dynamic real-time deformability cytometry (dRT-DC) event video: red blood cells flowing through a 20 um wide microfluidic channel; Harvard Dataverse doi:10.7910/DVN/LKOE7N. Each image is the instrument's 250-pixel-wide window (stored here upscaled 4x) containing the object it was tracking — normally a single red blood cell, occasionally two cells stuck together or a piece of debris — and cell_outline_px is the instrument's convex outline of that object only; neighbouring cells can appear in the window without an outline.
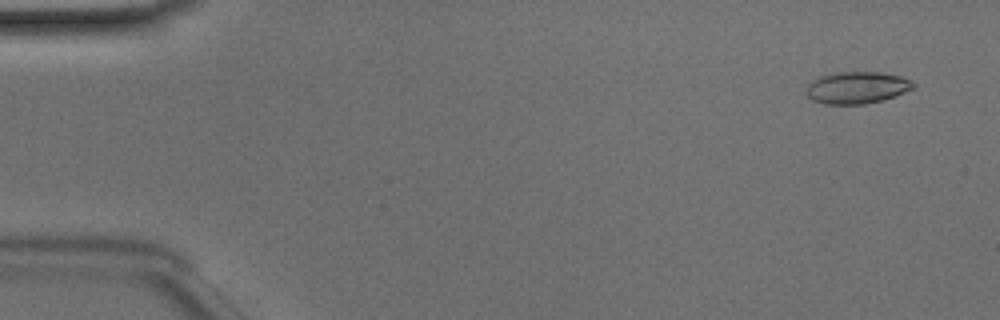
{"species": "Egyptian fruit bat (a non-hibernating species)", "species_latin": "Rousettus aegyptiacus", "temperature_condition": "room temperature", "stored_images_in_passage": 49, "camera_frame_rate_fps": 3000, "um_per_image_px": 0.085, "animal": {"sex": "male"}, "frame": {"image": 1, "passage_image": 3, "time_ms": 0.667, "image_size_px": [1000, 320], "cell_outline_px": [[916, 84], [912, 88], [896, 96], [884, 100], [864, 104], [824, 104], [812, 100], [804, 92], [808, 84], [812, 80], [820, 76], [836, 72], [880, 72], [904, 76], [912, 80]], "centroid_in_image_um": [72.84, 7.44], "position_along_channel_um": 12.2, "area_um2": 20.23}}
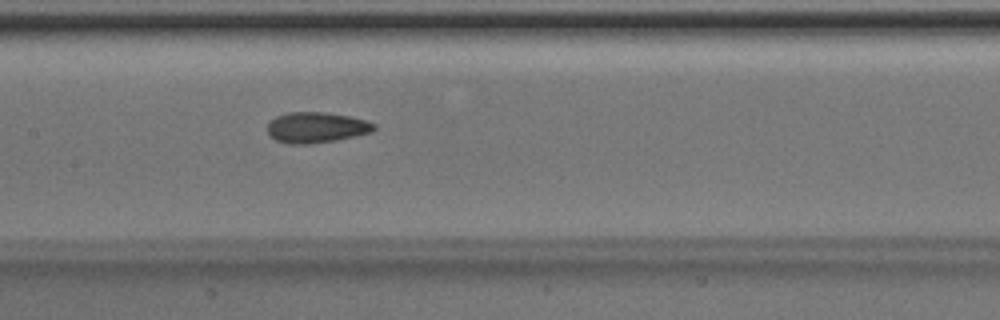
{"frame": {"image": 2, "passage_image": 24, "time_ms": 7.667, "image_size_px": [1000, 320], "cell_outline_px": [[376, 128], [372, 132], [336, 140], [312, 144], [288, 144], [276, 140], [268, 132], [268, 124], [276, 116], [288, 112], [324, 112], [348, 116], [364, 120], [376, 124]], "centroid_in_image_um": [26.89, 10.84], "position_along_channel_um": 180.5, "area_um2": 18.96}}
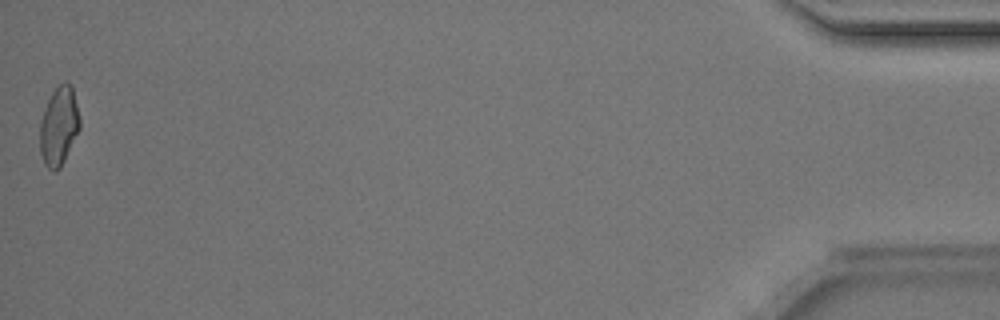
{"frame": {"image": 3, "passage_image": 49, "time_ms": 16.0, "image_size_px": [1000, 320], "cell_outline_px": [[80, 128], [60, 168], [56, 172], [52, 172], [44, 164], [40, 152], [40, 120], [44, 108], [52, 92], [64, 80], [72, 84], [80, 120]], "centroid_in_image_um": [5.0, 10.72], "position_along_channel_um": 430.2, "area_um2": 18.38}, "authors_computed_cell_mechanics": {"area_um2": 18.7272, "velocity_mm_per_s": 4.1519, "shape_relaxation_time_tau1_ms": 5.0308, "shape_relaxation_time_tau2_ms": 2.5121, "deformation_change_tau1": 0.1248, "deformation_change_tau2": 0.0823}}